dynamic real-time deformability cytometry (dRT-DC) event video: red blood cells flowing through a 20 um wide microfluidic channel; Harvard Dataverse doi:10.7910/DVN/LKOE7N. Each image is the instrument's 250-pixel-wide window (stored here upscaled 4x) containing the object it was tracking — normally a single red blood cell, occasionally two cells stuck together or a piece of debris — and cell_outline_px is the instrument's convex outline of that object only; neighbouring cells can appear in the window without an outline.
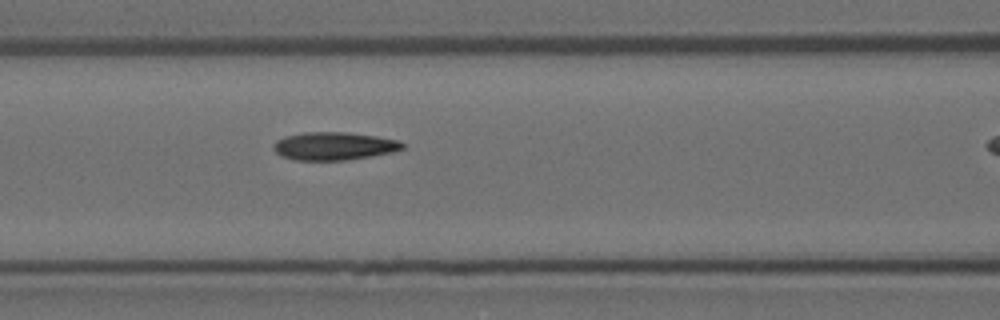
{"species": "Egyptian fruit bat (a non-hibernating species)", "species_latin": "Rousettus aegyptiacus", "temperature_condition": "room temperature", "stored_images_in_passage": 4, "segment_of_instrument_passage": [1, 2], "camera_frame_rate_fps": 3000, "um_per_image_px": 0.085, "animal": {"sex": "female"}, "frame": {"image": 1, "passage_image": 3, "time_ms": 0.667, "image_size_px": [1000, 320], "cell_outline_px": [[404, 148], [392, 152], [372, 156], [348, 160], [296, 160], [280, 156], [272, 148], [272, 144], [276, 140], [284, 136], [304, 132], [348, 132], [376, 136], [400, 140], [404, 144]], "centroid_in_image_um": [28.37, 12.41], "position_along_channel_um": 138.2, "area_um2": 21.27}}